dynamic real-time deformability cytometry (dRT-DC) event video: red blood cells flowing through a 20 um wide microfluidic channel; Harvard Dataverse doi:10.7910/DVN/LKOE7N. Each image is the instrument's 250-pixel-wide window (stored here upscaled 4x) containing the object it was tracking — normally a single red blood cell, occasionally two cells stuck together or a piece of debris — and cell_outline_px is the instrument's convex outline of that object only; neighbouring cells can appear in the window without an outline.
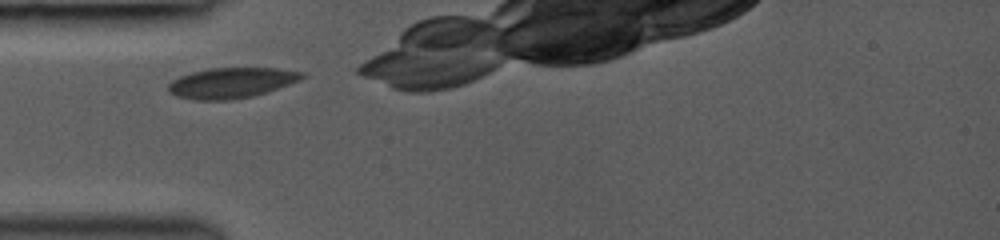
{"species": "common noctule bat (a hibernating species)", "species_latin": "Nyctalus noctula", "temperature_condition": "room temperature", "stored_images_in_passage": 19, "camera_frame_rate_fps": 3000, "um_per_image_px": 0.085, "animal": {"sex": "female", "body_mass_g": 19.0, "forearm_length_mm": 53.3}, "frame": {"image": 1, "passage_image": 1, "time_ms": 0.0, "image_size_px": [1000, 240], "cell_outline_px": [[304, 76], [300, 80], [268, 92], [252, 96], [232, 100], [196, 100], [176, 96], [168, 92], [168, 84], [172, 80], [180, 76], [192, 72], [208, 68], [276, 68], [304, 72]], "centroid_in_image_um": [19.65, 7.04], "position_along_channel_um": 65.3, "area_um2": 23.81}}
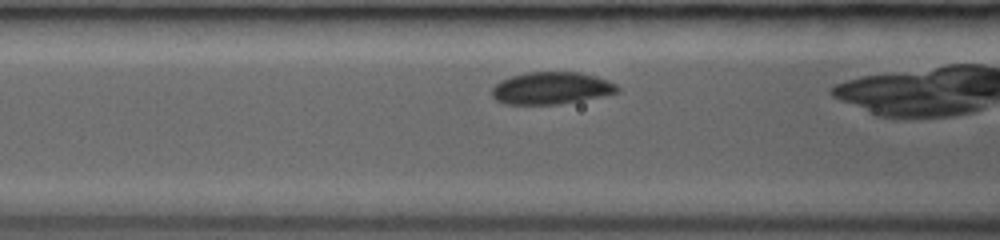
{"frame": {"image": 2, "passage_image": 8, "time_ms": 1.333, "image_size_px": [1000, 240], "cell_outline_px": [[620, 92], [560, 104], [504, 104], [496, 100], [492, 96], [492, 88], [500, 80], [512, 76], [528, 72], [580, 72], [596, 76], [608, 80], [616, 84], [620, 88]], "centroid_in_image_um": [46.86, 7.49], "position_along_channel_um": 119.7, "area_um2": 23.52}}